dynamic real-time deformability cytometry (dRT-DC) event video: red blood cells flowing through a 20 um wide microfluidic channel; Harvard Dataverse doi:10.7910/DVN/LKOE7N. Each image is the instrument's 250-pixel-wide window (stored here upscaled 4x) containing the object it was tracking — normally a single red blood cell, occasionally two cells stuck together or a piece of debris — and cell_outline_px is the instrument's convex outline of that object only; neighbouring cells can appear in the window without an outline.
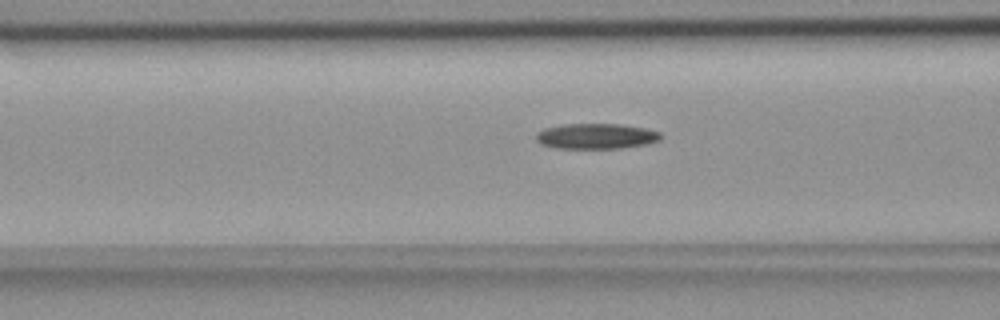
{"species": "common noctule bat (a hibernating species)", "species_latin": "Nyctalus noctula", "temperature_condition": "room temperature", "stored_images_in_passage": 40, "camera_frame_rate_fps": 3000, "um_per_image_px": 0.085, "animal": {"sex": "female", "body_mass_g": 18.4}, "frame": {"image": 1, "passage_image": 7, "time_ms": 2.0, "image_size_px": [1000, 320], "cell_outline_px": [[660, 140], [644, 144], [620, 148], [556, 148], [540, 144], [536, 140], [536, 132], [544, 128], [560, 124], [620, 124], [644, 128], [660, 132]], "centroid_in_image_um": [50.61, 11.57], "position_along_channel_um": 116.0, "area_um2": 18.44}}
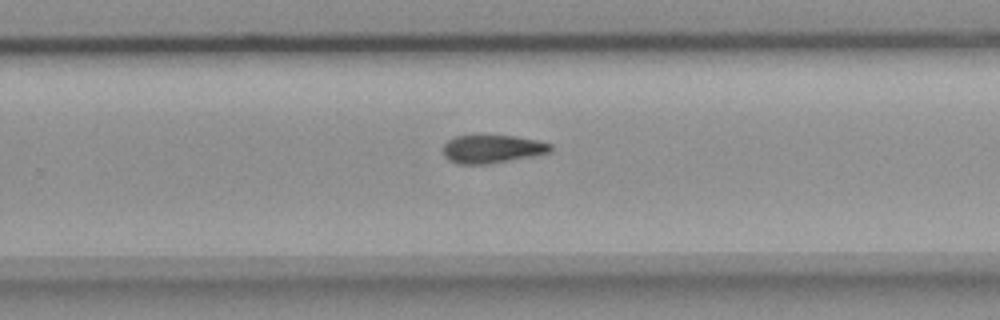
{"frame": {"image": 2, "passage_image": 21, "time_ms": 6.667, "image_size_px": [1000, 320], "cell_outline_px": [[552, 152], [532, 156], [488, 164], [456, 164], [448, 160], [444, 156], [444, 144], [452, 136], [476, 132], [516, 136], [536, 140], [552, 144]], "centroid_in_image_um": [41.78, 12.61], "position_along_channel_um": 288.0, "area_um2": 18.55}}
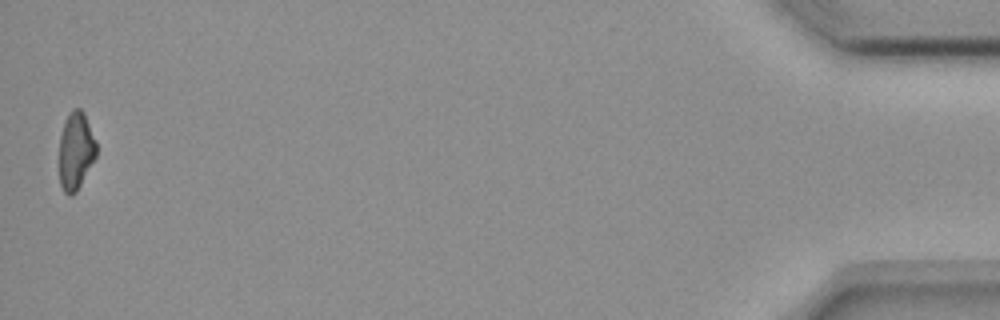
{"frame": {"image": 3, "passage_image": 40, "time_ms": 13.0, "image_size_px": [1000, 320], "cell_outline_px": [[96, 156], [76, 192], [72, 196], [68, 196], [64, 192], [60, 184], [60, 136], [64, 120], [72, 108], [80, 108], [84, 112], [96, 140]], "centroid_in_image_um": [6.44, 12.8], "position_along_channel_um": 428.8, "area_um2": 16.82}}